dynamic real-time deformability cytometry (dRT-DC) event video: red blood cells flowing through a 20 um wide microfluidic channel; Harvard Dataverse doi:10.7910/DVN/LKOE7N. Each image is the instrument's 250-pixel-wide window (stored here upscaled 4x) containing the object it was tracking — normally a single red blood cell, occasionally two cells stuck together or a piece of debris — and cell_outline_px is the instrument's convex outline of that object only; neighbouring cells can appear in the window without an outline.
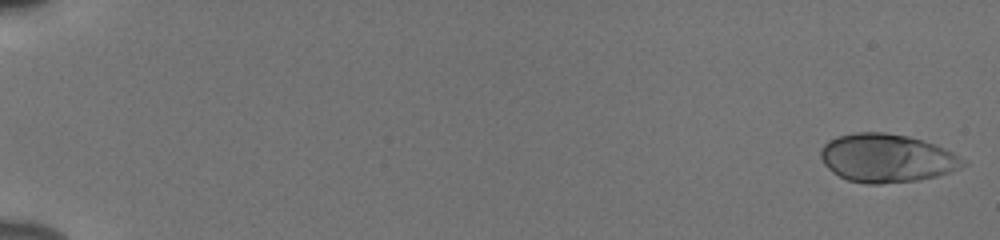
{"species": "human", "species_latin": "Homo sapiens", "temperature_condition": "cold", "stored_images_in_passage": 55, "camera_frame_rate_fps": 3000, "um_per_image_px": 0.085, "donor": {"sex": "male"}, "frame": {"image": 1, "passage_image": 1, "time_ms": 0.0, "image_size_px": [1000, 240], "cell_outline_px": [[968, 164], [960, 168], [936, 176], [916, 180], [880, 184], [868, 184], [848, 180], [832, 172], [824, 164], [820, 156], [820, 148], [828, 140], [836, 136], [856, 132], [884, 132], [908, 136], [924, 140], [944, 148], [968, 160]], "centroid_in_image_um": [75.37, 13.43], "position_along_channel_um": 9.6, "area_um2": 40.34}}
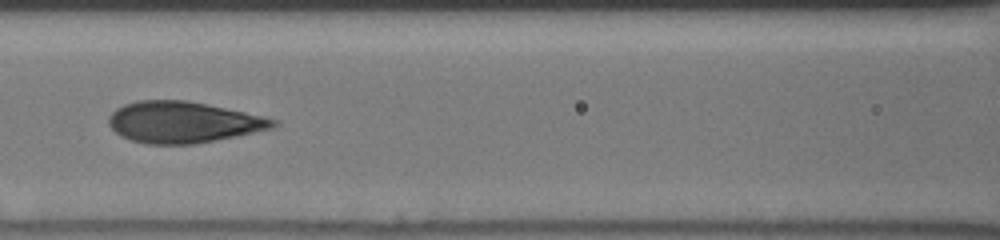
{"frame": {"image": 2, "passage_image": 27, "time_ms": 8.667, "image_size_px": [1000, 240], "cell_outline_px": [[280, 124], [276, 128], [216, 140], [192, 144], [148, 144], [132, 140], [120, 136], [108, 124], [108, 116], [116, 108], [124, 104], [136, 100], [188, 100], [264, 116], [280, 120]], "centroid_in_image_um": [15.6, 10.38], "position_along_channel_um": 151.0, "area_um2": 39.82}}
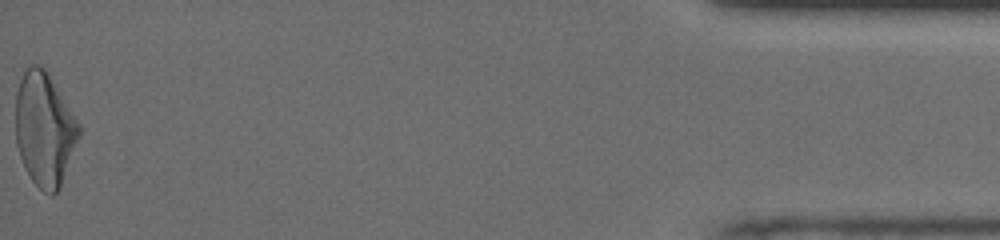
{"frame": {"image": 3, "passage_image": 55, "time_ms": 18.0, "image_size_px": [1000, 240], "cell_outline_px": [[80, 136], [60, 188], [52, 196], [48, 196], [32, 180], [20, 156], [16, 144], [16, 92], [20, 80], [24, 72], [32, 64], [40, 64], [44, 68], [80, 124]], "centroid_in_image_um": [3.79, 11.01], "position_along_channel_um": 431.4, "area_um2": 41.62}, "authors_computed_cell_mechanics": {"area_um2": 39.593, "velocity_mm_per_s": 3.862, "shape_relaxation_time_tau1_ms": 3.9751, "shape_relaxation_time_tau2_ms": 0.7273, "deformation_change_tau1": 0.1803, "deformation_change_tau2": 0.0579}}